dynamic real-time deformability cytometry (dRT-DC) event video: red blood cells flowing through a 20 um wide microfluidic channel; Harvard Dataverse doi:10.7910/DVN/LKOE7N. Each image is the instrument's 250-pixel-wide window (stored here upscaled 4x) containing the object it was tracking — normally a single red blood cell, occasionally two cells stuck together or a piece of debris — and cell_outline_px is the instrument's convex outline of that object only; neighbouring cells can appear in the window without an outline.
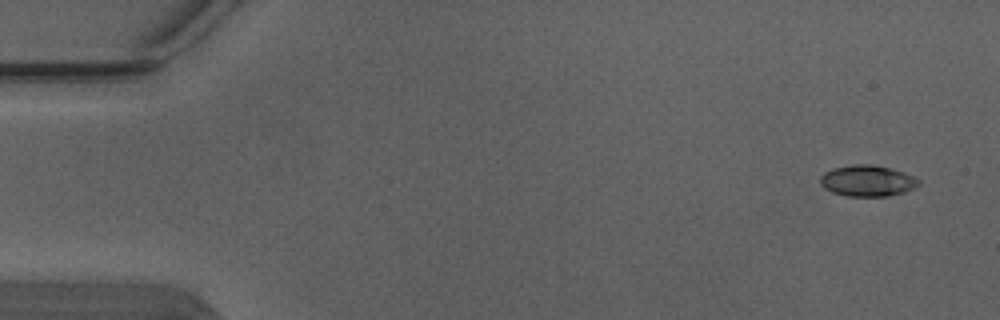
{"species": "Egyptian fruit bat (a non-hibernating species)", "species_latin": "Rousettus aegyptiacus", "temperature_condition": "warm", "stored_images_in_passage": 5, "camera_frame_rate_fps": 3000, "um_per_image_px": 0.085, "animal": {"sex": "male"}, "frame": {"image": 1, "passage_image": 5, "time_ms": 1.333, "image_size_px": [1000, 320], "cell_outline_px": [[920, 184], [904, 192], [888, 196], [848, 196], [832, 192], [824, 188], [820, 184], [820, 176], [824, 172], [832, 168], [852, 164], [872, 164], [904, 172], [920, 180]], "centroid_in_image_um": [73.69, 15.36], "position_along_channel_um": 11.3, "area_um2": 17.86}}